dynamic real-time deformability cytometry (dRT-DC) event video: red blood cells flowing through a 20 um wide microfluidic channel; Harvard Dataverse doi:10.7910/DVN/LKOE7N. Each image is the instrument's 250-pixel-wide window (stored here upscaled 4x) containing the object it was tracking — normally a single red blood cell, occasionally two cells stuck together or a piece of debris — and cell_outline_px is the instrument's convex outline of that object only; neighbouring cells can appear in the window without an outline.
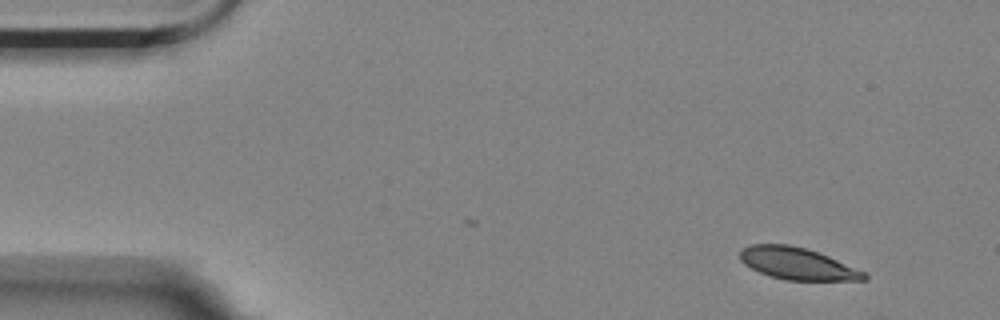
{"species": "Egyptian fruit bat (a non-hibernating species)", "species_latin": "Rousettus aegyptiacus", "temperature_condition": "room temperature", "stored_images_in_passage": 5, "camera_frame_rate_fps": 3000, "um_per_image_px": 0.085, "animal": {"sex": "female"}, "frame": {"image": 1, "passage_image": 1, "time_ms": 0.0, "image_size_px": [1000, 320], "cell_outline_px": [[868, 280], [784, 280], [760, 272], [744, 264], [740, 260], [740, 252], [744, 248], [752, 244], [788, 244], [804, 248], [828, 256], [864, 272], [868, 276]], "centroid_in_image_um": [67.76, 22.41], "position_along_channel_um": 17.2, "area_um2": 22.72}}
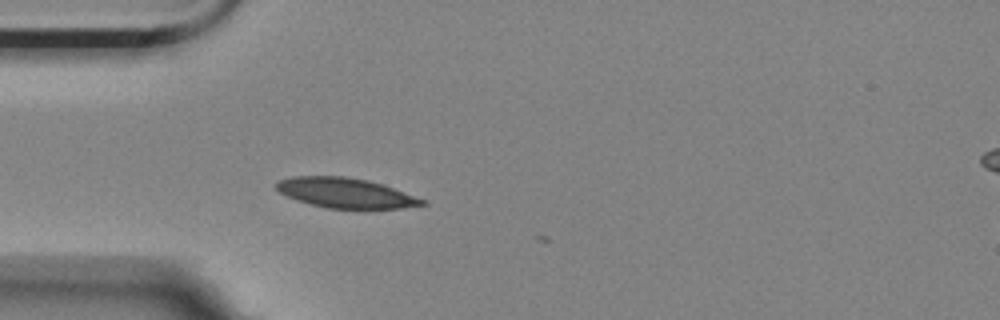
{"frame": {"image": 2, "passage_image": 4, "time_ms": 1.0, "image_size_px": [1000, 320], "cell_outline_px": [[428, 204], [400, 208], [324, 208], [296, 200], [280, 192], [276, 188], [276, 184], [280, 180], [292, 176], [344, 176], [368, 180], [392, 188], [424, 200]], "centroid_in_image_um": [29.32, 16.4], "position_along_channel_um": 55.7, "area_um2": 25.03}}